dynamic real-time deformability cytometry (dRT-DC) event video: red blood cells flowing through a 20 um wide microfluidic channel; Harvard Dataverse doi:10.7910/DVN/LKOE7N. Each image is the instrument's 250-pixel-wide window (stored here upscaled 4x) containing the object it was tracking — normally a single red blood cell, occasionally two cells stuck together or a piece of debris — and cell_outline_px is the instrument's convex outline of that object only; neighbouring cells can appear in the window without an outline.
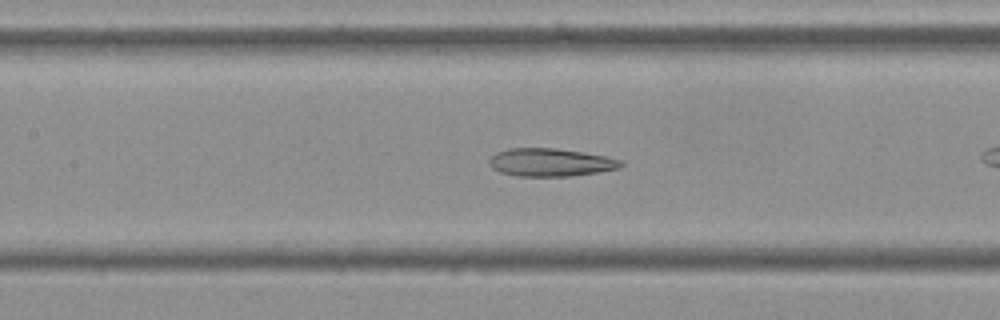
{"species": "Egyptian fruit bat (a non-hibernating species)", "species_latin": "Rousettus aegyptiacus", "temperature_condition": "cold", "stored_images_in_passage": 28, "segment_of_instrument_passage": [1, 2], "camera_frame_rate_fps": 3000, "um_per_image_px": 0.085, "frame": {"image": 1, "passage_image": 9, "time_ms": 2.667, "image_size_px": [1000, 320], "cell_outline_px": [[624, 164], [620, 168], [596, 172], [568, 176], [516, 176], [500, 172], [492, 168], [488, 164], [488, 160], [496, 152], [508, 148], [556, 148], [584, 152], [624, 160]], "centroid_in_image_um": [46.78, 13.79], "position_along_channel_um": 160.6, "area_um2": 21.56}}
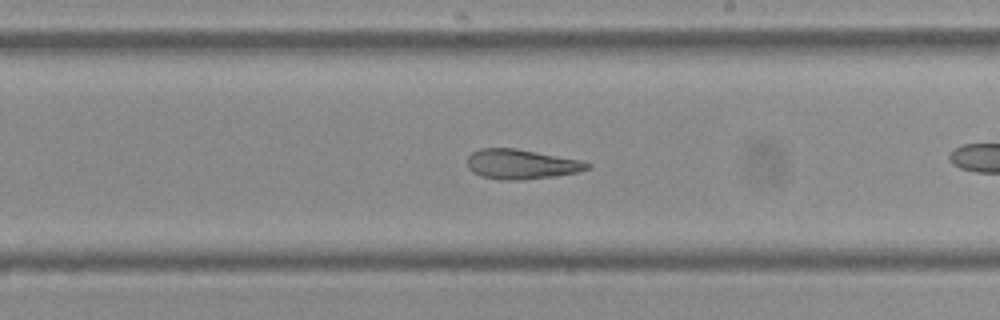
{"frame": {"image": 2, "passage_image": 16, "time_ms": 5.0, "image_size_px": [1000, 320], "cell_outline_px": [[592, 168], [576, 172], [556, 176], [520, 180], [500, 180], [480, 176], [472, 172], [468, 168], [468, 156], [472, 152], [480, 148], [516, 148], [580, 160], [592, 164]], "centroid_in_image_um": [44.3, 13.96], "position_along_channel_um": 244.7, "area_um2": 20.92}}
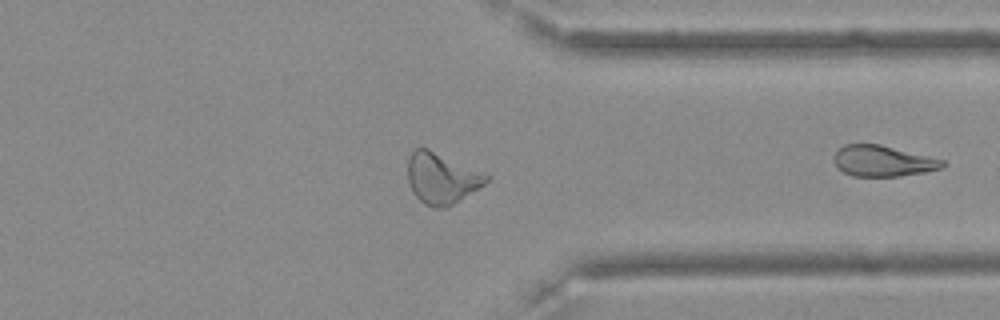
{"frame": {"image": 3, "passage_image": 27, "time_ms": 8.667, "image_size_px": [1000, 320], "cell_outline_px": [[488, 180], [484, 184], [448, 208], [432, 208], [424, 204], [412, 192], [408, 180], [408, 156], [416, 148], [428, 148], [488, 176]], "centroid_in_image_um": [37.48, 15.18], "position_along_channel_um": 373.9, "area_um2": 22.89}}